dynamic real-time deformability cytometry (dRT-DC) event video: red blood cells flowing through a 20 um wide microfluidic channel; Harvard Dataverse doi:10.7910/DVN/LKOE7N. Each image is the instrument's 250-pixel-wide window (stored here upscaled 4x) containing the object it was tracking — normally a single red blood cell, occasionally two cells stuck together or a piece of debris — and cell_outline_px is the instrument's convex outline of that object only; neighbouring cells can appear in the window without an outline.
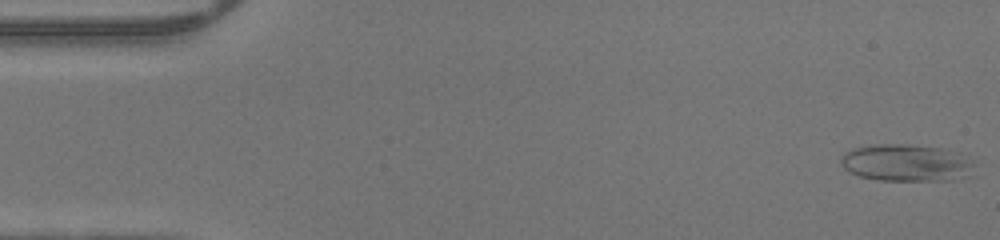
{"species": "human", "species_latin": "Homo sapiens", "temperature_condition": "warm", "stored_images_in_passage": 47, "camera_frame_rate_fps": 3000, "um_per_image_px": 0.085, "donor": {"sex": "male"}, "frame": {"image": 1, "passage_image": 1, "time_ms": 0.0, "image_size_px": [1000, 240], "cell_outline_px": [[976, 176], [948, 180], [880, 180], [860, 176], [848, 172], [840, 164], [840, 160], [844, 152], [852, 148], [872, 144], [908, 144], [940, 148], [960, 152], [972, 160]], "centroid_in_image_um": [77.08, 13.84], "position_along_channel_um": 7.9, "area_um2": 29.42}}
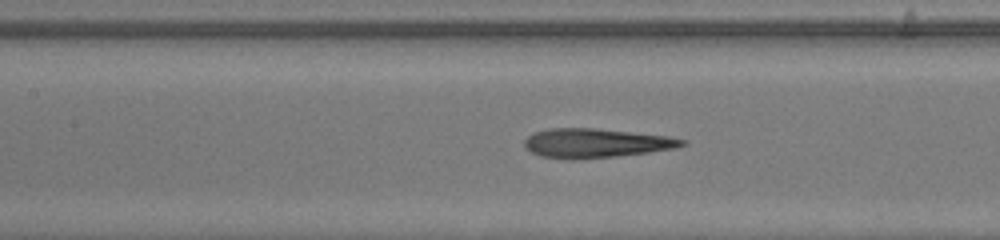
{"frame": {"image": 2, "passage_image": 21, "time_ms": 6.667, "image_size_px": [1000, 240], "cell_outline_px": [[688, 144], [676, 148], [648, 152], [616, 156], [572, 160], [540, 156], [532, 152], [524, 144], [524, 140], [528, 136], [536, 132], [552, 128], [596, 128], [668, 136], [684, 140]], "centroid_in_image_um": [50.66, 12.17], "position_along_channel_um": 156.7, "area_um2": 26.65}}
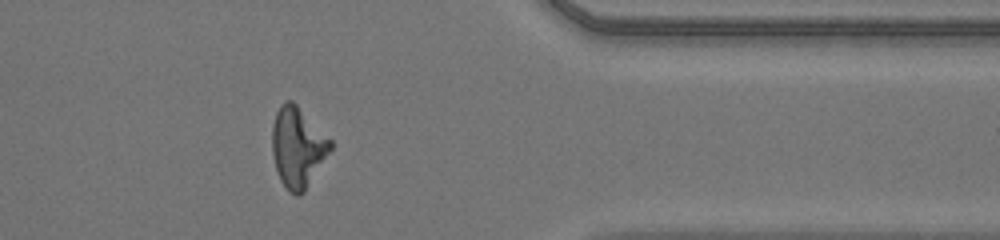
{"frame": {"image": 3, "passage_image": 38, "time_ms": 12.333, "image_size_px": [1000, 240], "cell_outline_px": [[332, 148], [304, 192], [300, 196], [296, 196], [288, 192], [280, 180], [276, 168], [272, 152], [272, 124], [276, 112], [280, 104], [284, 100], [292, 100], [332, 140]], "centroid_in_image_um": [25.29, 12.51], "position_along_channel_um": 386.1, "area_um2": 27.34}}